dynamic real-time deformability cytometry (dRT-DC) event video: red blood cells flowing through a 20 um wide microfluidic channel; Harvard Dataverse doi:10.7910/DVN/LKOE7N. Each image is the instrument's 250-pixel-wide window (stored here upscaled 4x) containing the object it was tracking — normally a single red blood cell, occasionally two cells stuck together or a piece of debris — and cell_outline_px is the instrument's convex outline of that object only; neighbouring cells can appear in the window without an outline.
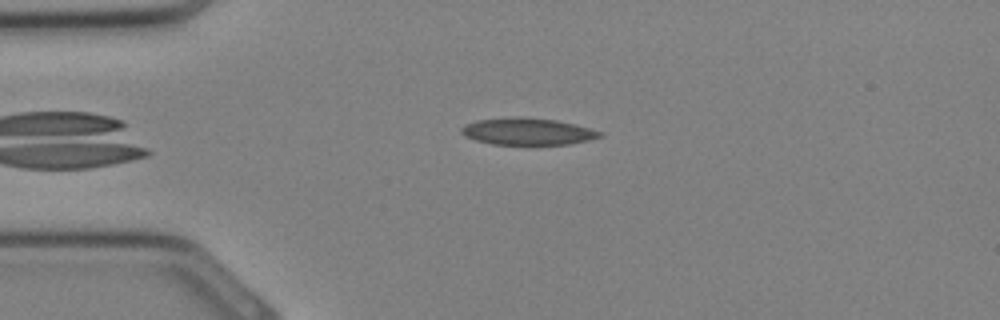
{"species": "Egyptian fruit bat (a non-hibernating species)", "species_latin": "Rousettus aegyptiacus", "temperature_condition": "cold", "stored_images_in_passage": 17, "camera_frame_rate_fps": 3000, "um_per_image_px": 0.085, "animal": {"sex": "female"}, "frame": {"image": 1, "passage_image": 1, "time_ms": 0.0, "image_size_px": [1000, 320], "cell_outline_px": [[604, 136], [572, 144], [492, 144], [476, 140], [464, 136], [460, 132], [460, 128], [464, 124], [476, 120], [556, 120], [604, 132]], "centroid_in_image_um": [44.87, 11.23], "position_along_channel_um": 40.1, "area_um2": 20.58}}
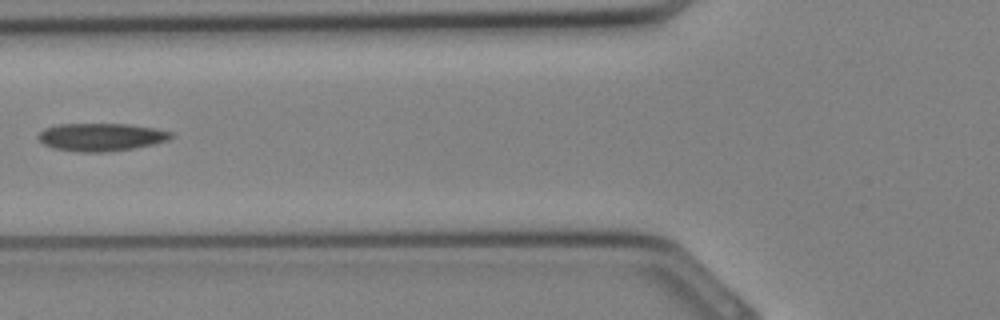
{"frame": {"image": 2, "passage_image": 6, "time_ms": 1.667, "image_size_px": [1000, 320], "cell_outline_px": [[176, 136], [168, 140], [156, 144], [132, 148], [104, 152], [84, 152], [52, 148], [44, 144], [36, 136], [44, 128], [56, 124], [128, 124], [156, 128], [176, 132]], "centroid_in_image_um": [8.65, 11.64], "position_along_channel_um": 117.1, "area_um2": 21.79}}
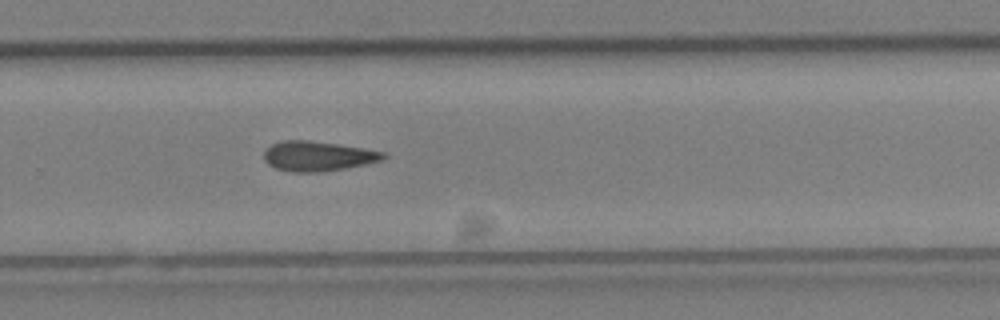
{"frame": {"image": 3, "passage_image": 15, "time_ms": 4.667, "image_size_px": [1000, 320], "cell_outline_px": [[388, 156], [384, 160], [344, 168], [320, 172], [292, 172], [276, 168], [268, 164], [264, 160], [264, 148], [272, 144], [284, 140], [308, 140], [336, 144], [384, 152]], "centroid_in_image_um": [26.98, 13.27], "position_along_channel_um": 302.8, "area_um2": 20.63}}